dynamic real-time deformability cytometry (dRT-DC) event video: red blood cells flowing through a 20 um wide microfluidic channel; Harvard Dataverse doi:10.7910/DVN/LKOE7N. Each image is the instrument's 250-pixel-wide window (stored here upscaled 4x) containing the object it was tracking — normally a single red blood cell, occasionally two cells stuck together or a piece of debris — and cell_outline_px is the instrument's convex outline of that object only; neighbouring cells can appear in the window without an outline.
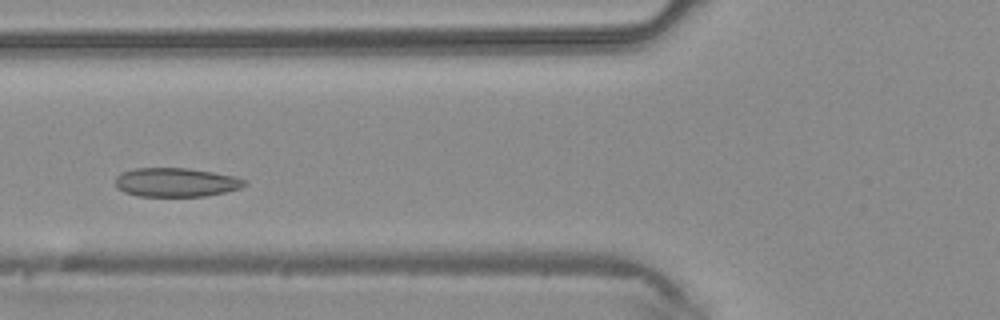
{"species": "common noctule bat (a hibernating species)", "species_latin": "Nyctalus noctula", "temperature_condition": "warm", "stored_images_in_passage": 37, "camera_frame_rate_fps": 3000, "um_per_image_px": 0.085, "animal": {"sex": "male", "body_mass_g": 20.4}, "frame": {"image": 1, "passage_image": 10, "time_ms": 3.0, "image_size_px": [1000, 320], "cell_outline_px": [[248, 184], [240, 188], [224, 192], [204, 196], [136, 196], [124, 192], [116, 188], [116, 176], [120, 172], [136, 168], [188, 168], [236, 176], [248, 180]], "centroid_in_image_um": [14.96, 15.49], "position_along_channel_um": 110.8, "area_um2": 21.96}}
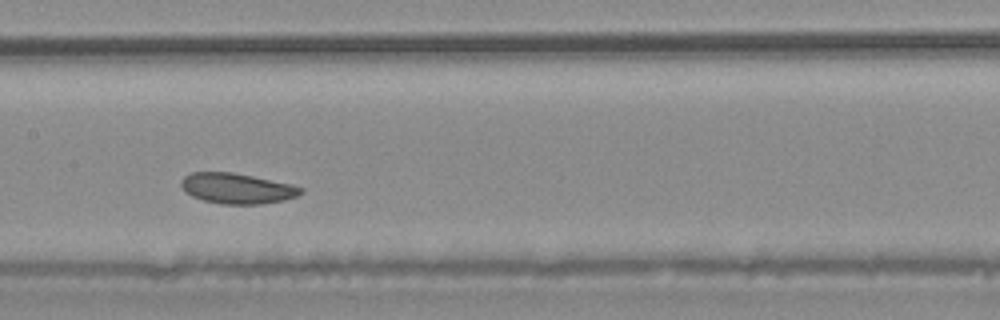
{"frame": {"image": 2, "passage_image": 15, "time_ms": 4.667, "image_size_px": [1000, 320], "cell_outline_px": [[304, 192], [296, 196], [284, 200], [260, 204], [220, 204], [204, 200], [192, 196], [184, 192], [180, 184], [180, 180], [184, 176], [192, 172], [232, 172], [292, 184], [304, 188]], "centroid_in_image_um": [20.13, 16.01], "position_along_channel_um": 187.3, "area_um2": 21.33}}
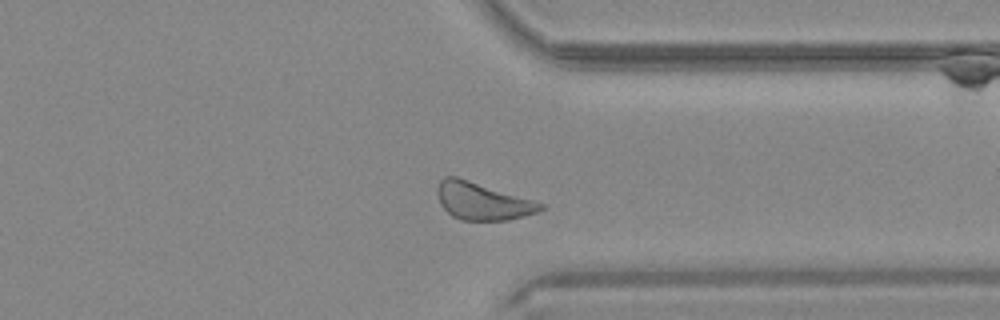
{"frame": {"image": 3, "passage_image": 27, "time_ms": 8.667, "image_size_px": [1000, 320], "cell_outline_px": [[544, 208], [540, 212], [508, 220], [460, 220], [452, 216], [440, 204], [436, 192], [436, 188], [440, 180], [444, 176], [456, 176], [532, 200], [544, 204]], "centroid_in_image_um": [40.97, 17.1], "position_along_channel_um": 370.4, "area_um2": 22.37}}